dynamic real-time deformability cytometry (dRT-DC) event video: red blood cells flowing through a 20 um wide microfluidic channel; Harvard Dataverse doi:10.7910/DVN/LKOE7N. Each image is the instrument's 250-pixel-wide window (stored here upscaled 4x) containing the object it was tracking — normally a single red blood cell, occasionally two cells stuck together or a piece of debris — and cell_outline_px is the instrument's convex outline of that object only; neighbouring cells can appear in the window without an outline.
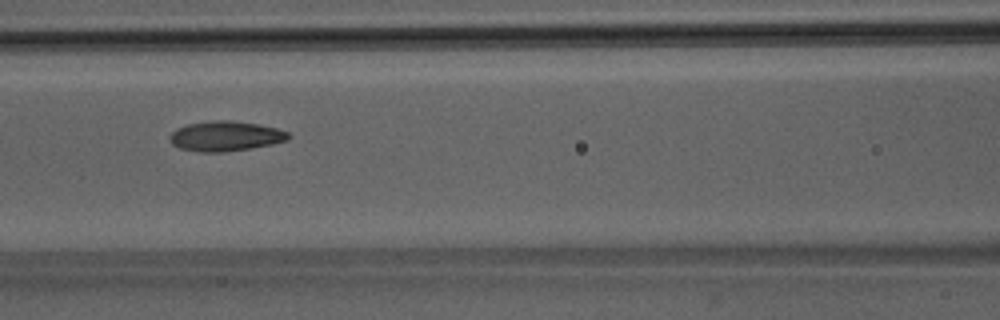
{"species": "Egyptian fruit bat (a non-hibernating species)", "species_latin": "Rousettus aegyptiacus", "temperature_condition": "room temperature", "stored_images_in_passage": 7, "camera_frame_rate_fps": 3000, "um_per_image_px": 0.085, "animal": {"sex": "male"}, "frame": {"image": 1, "passage_image": 7, "time_ms": 7.0, "image_size_px": [1000, 320], "cell_outline_px": [[292, 136], [288, 140], [272, 144], [252, 148], [224, 152], [200, 152], [180, 148], [172, 144], [172, 132], [176, 128], [188, 124], [216, 120], [228, 120], [260, 124], [276, 128], [288, 132]], "centroid_in_image_um": [19.22, 11.57], "position_along_channel_um": 147.4, "area_um2": 20.63}}